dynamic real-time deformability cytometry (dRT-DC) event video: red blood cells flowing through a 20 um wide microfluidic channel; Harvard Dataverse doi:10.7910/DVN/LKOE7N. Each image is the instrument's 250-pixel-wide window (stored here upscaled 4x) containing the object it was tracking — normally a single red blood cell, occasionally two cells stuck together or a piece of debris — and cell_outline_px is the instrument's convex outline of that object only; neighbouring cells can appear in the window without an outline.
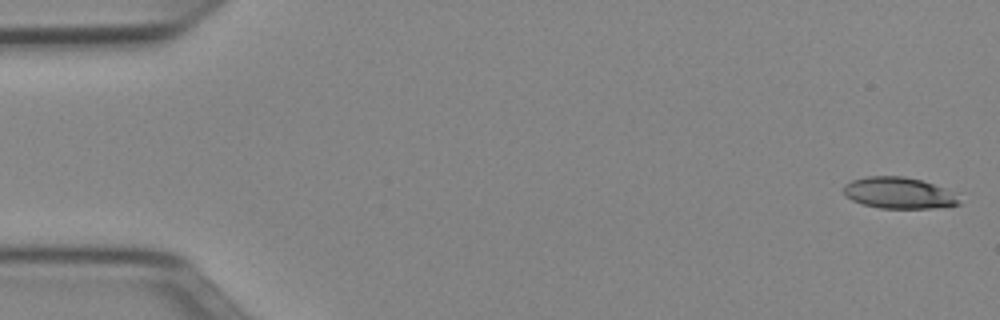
{"species": "Egyptian fruit bat (a non-hibernating species)", "species_latin": "Rousettus aegyptiacus", "temperature_condition": "cold", "stored_images_in_passage": 51, "camera_frame_rate_fps": 3000, "um_per_image_px": 0.085, "animal": {"sex": "female"}, "frame": {"image": 1, "passage_image": 1, "time_ms": 0.0, "image_size_px": [1000, 320], "cell_outline_px": [[960, 204], [932, 208], [880, 208], [864, 204], [852, 200], [844, 196], [844, 184], [852, 180], [868, 176], [904, 176], [920, 180], [944, 188]], "centroid_in_image_um": [76.28, 16.39], "position_along_channel_um": 8.7, "area_um2": 20.58}}
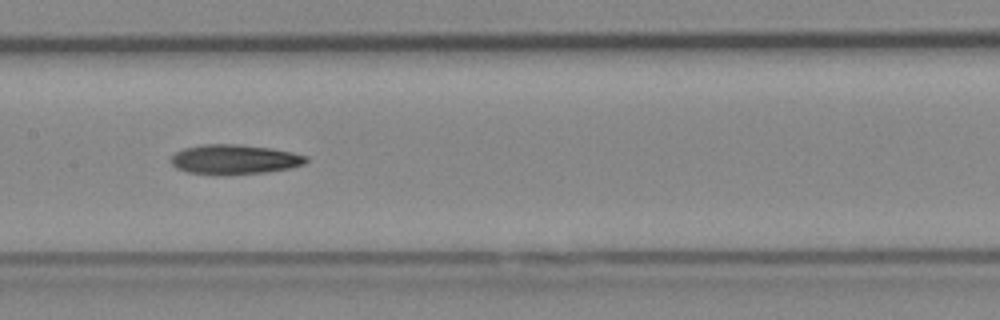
{"frame": {"image": 2, "passage_image": 25, "time_ms": 8.0, "image_size_px": [1000, 320], "cell_outline_px": [[308, 160], [304, 164], [292, 168], [268, 172], [228, 176], [216, 176], [188, 172], [176, 168], [172, 164], [172, 156], [176, 152], [184, 148], [204, 144], [236, 144], [272, 148], [292, 152], [308, 156]], "centroid_in_image_um": [19.95, 13.57], "position_along_channel_um": 187.4, "area_um2": 23.87}}
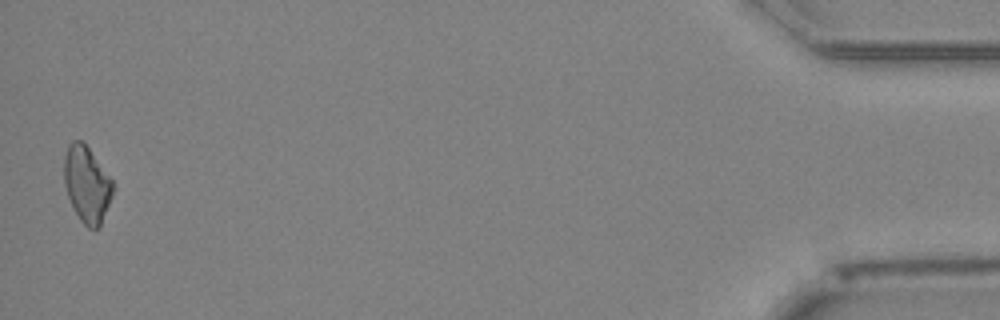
{"frame": {"image": 3, "passage_image": 50, "time_ms": 16.333, "image_size_px": [1000, 320], "cell_outline_px": [[112, 196], [100, 228], [88, 228], [80, 220], [68, 196], [64, 184], [64, 156], [68, 144], [72, 140], [84, 140], [112, 180]], "centroid_in_image_um": [7.37, 15.63], "position_along_channel_um": 427.8, "area_um2": 21.68}}